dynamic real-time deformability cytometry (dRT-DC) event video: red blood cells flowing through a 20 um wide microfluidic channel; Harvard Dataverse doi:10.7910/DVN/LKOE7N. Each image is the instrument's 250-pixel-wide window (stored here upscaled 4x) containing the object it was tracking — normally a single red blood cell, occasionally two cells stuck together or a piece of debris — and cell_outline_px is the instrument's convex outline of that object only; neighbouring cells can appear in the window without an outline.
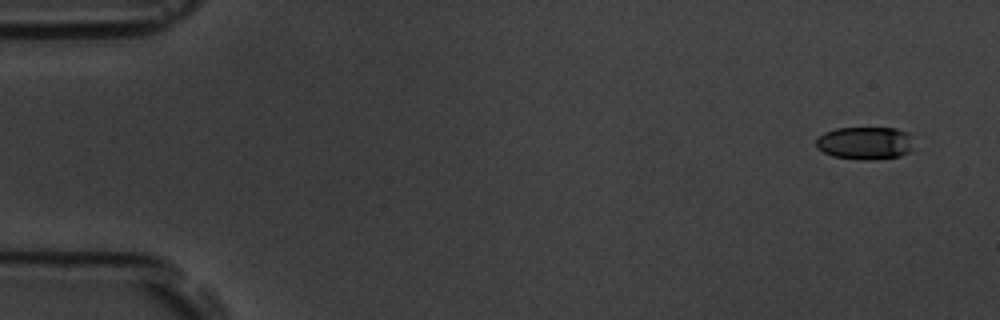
{"species": "common noctule bat (a hibernating species)", "species_latin": "Nyctalus noctula", "temperature_condition": "room temperature", "stored_images_in_passage": 3, "camera_frame_rate_fps": 3000, "um_per_image_px": 0.085, "animal": {"sex": "male", "body_mass_g": 19.5, "forearm_length_mm": 54.6}, "frame": {"image": 1, "passage_image": 1, "time_ms": 0.0, "image_size_px": [1000, 320], "cell_outline_px": [[912, 148], [908, 152], [900, 156], [868, 160], [860, 160], [832, 156], [816, 148], [816, 140], [824, 132], [836, 128], [896, 128], [908, 132]], "centroid_in_image_um": [73.5, 12.16], "position_along_channel_um": 11.5, "area_um2": 18.61}}